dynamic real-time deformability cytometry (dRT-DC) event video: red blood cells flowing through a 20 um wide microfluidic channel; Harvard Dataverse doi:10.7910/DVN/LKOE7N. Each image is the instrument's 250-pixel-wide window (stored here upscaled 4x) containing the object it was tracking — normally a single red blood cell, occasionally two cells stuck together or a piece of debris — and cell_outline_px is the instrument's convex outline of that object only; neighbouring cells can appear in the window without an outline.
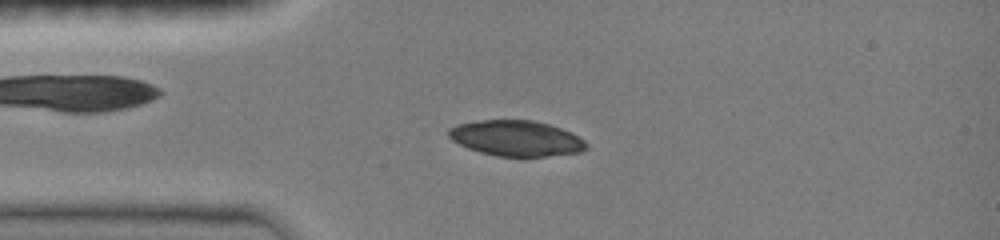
{"species": "common noctule bat (a hibernating species)", "species_latin": "Nyctalus noctula", "temperature_condition": "room temperature", "stored_images_in_passage": 22, "camera_frame_rate_fps": 3000, "um_per_image_px": 0.085, "animal": {"sex": "female", "body_mass_g": 19.0, "forearm_length_mm": 51.5}, "frame": {"image": 1, "passage_image": 14, "time_ms": 2.333, "image_size_px": [1000, 240], "cell_outline_px": [[588, 148], [580, 152], [544, 156], [496, 156], [480, 152], [468, 148], [452, 140], [448, 136], [448, 128], [456, 124], [476, 120], [532, 120], [548, 124], [560, 128], [584, 140], [588, 144]], "centroid_in_image_um": [43.83, 11.75], "position_along_channel_um": 41.2, "area_um2": 28.44}}